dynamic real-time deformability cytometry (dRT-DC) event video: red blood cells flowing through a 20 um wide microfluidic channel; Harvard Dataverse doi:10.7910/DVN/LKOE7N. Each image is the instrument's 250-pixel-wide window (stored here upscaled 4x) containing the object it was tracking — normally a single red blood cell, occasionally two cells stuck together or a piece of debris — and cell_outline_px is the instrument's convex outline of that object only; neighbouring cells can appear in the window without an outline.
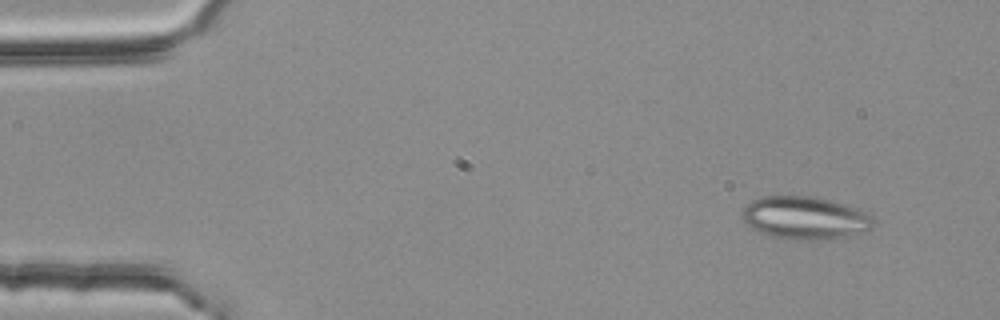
{"species": "common noctule bat (a hibernating species)", "species_latin": "Nyctalus noctula", "temperature_condition": "room temperature", "stored_images_in_passage": 4, "camera_frame_rate_fps": 3000, "um_per_image_px": 0.085, "animal": {"sex": "female", "body_mass_g": 25.1}, "frame": {"image": 1, "passage_image": 1, "time_ms": 0.0, "image_size_px": [1000, 320], "cell_outline_px": [[876, 224], [872, 228], [844, 236], [816, 240], [796, 240], [772, 236], [752, 228], [744, 220], [744, 204], [760, 196], [812, 196], [832, 200], [868, 212], [876, 220]], "centroid_in_image_um": [68.45, 18.5], "position_along_channel_um": 16.6, "area_um2": 32.6}}